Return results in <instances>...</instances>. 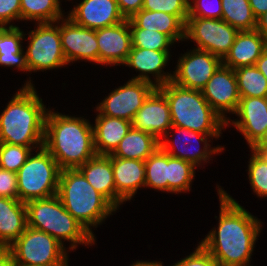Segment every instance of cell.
<instances>
[{"label":"cell","instance_id":"9a60e30c","mask_svg":"<svg viewBox=\"0 0 267 266\" xmlns=\"http://www.w3.org/2000/svg\"><path fill=\"white\" fill-rule=\"evenodd\" d=\"M60 39L67 64L79 60L99 64L96 30L79 26L65 16L60 19Z\"/></svg>","mask_w":267,"mask_h":266},{"label":"cell","instance_id":"ac0fdd59","mask_svg":"<svg viewBox=\"0 0 267 266\" xmlns=\"http://www.w3.org/2000/svg\"><path fill=\"white\" fill-rule=\"evenodd\" d=\"M99 48V64L102 66L123 65L132 49L129 19L109 27L96 30Z\"/></svg>","mask_w":267,"mask_h":266},{"label":"cell","instance_id":"4316f807","mask_svg":"<svg viewBox=\"0 0 267 266\" xmlns=\"http://www.w3.org/2000/svg\"><path fill=\"white\" fill-rule=\"evenodd\" d=\"M26 33L19 26L0 27V66L28 73L23 40Z\"/></svg>","mask_w":267,"mask_h":266},{"label":"cell","instance_id":"d6986e66","mask_svg":"<svg viewBox=\"0 0 267 266\" xmlns=\"http://www.w3.org/2000/svg\"><path fill=\"white\" fill-rule=\"evenodd\" d=\"M66 16L75 24L93 30L113 26L126 19L117 0H82Z\"/></svg>","mask_w":267,"mask_h":266},{"label":"cell","instance_id":"d590c367","mask_svg":"<svg viewBox=\"0 0 267 266\" xmlns=\"http://www.w3.org/2000/svg\"><path fill=\"white\" fill-rule=\"evenodd\" d=\"M41 147H24L8 143H0V168L17 173L28 156Z\"/></svg>","mask_w":267,"mask_h":266},{"label":"cell","instance_id":"9c48e42d","mask_svg":"<svg viewBox=\"0 0 267 266\" xmlns=\"http://www.w3.org/2000/svg\"><path fill=\"white\" fill-rule=\"evenodd\" d=\"M34 25L36 29L27 33L28 45L25 46L30 75L31 72L59 69L68 65L61 46L60 19Z\"/></svg>","mask_w":267,"mask_h":266},{"label":"cell","instance_id":"5b68a950","mask_svg":"<svg viewBox=\"0 0 267 266\" xmlns=\"http://www.w3.org/2000/svg\"><path fill=\"white\" fill-rule=\"evenodd\" d=\"M157 89L166 97L172 126L186 128L214 139L226 130V122L210 106L199 90L180 87L172 81Z\"/></svg>","mask_w":267,"mask_h":266},{"label":"cell","instance_id":"52a82bcc","mask_svg":"<svg viewBox=\"0 0 267 266\" xmlns=\"http://www.w3.org/2000/svg\"><path fill=\"white\" fill-rule=\"evenodd\" d=\"M34 153L32 151L17 171L18 199L25 203L48 198L58 192L61 172L58 163L44 147Z\"/></svg>","mask_w":267,"mask_h":266},{"label":"cell","instance_id":"ee69618b","mask_svg":"<svg viewBox=\"0 0 267 266\" xmlns=\"http://www.w3.org/2000/svg\"><path fill=\"white\" fill-rule=\"evenodd\" d=\"M251 149L256 153L267 157V130Z\"/></svg>","mask_w":267,"mask_h":266},{"label":"cell","instance_id":"ab89813d","mask_svg":"<svg viewBox=\"0 0 267 266\" xmlns=\"http://www.w3.org/2000/svg\"><path fill=\"white\" fill-rule=\"evenodd\" d=\"M14 20L21 21L20 0H0V27L17 26Z\"/></svg>","mask_w":267,"mask_h":266},{"label":"cell","instance_id":"30bf717a","mask_svg":"<svg viewBox=\"0 0 267 266\" xmlns=\"http://www.w3.org/2000/svg\"><path fill=\"white\" fill-rule=\"evenodd\" d=\"M211 140L213 137L208 134L172 126L159 141V146L171 157L190 162L198 169L213 160L214 154L218 155L225 150L221 145L211 147Z\"/></svg>","mask_w":267,"mask_h":266},{"label":"cell","instance_id":"60d3db41","mask_svg":"<svg viewBox=\"0 0 267 266\" xmlns=\"http://www.w3.org/2000/svg\"><path fill=\"white\" fill-rule=\"evenodd\" d=\"M0 197L18 199L17 173L0 168Z\"/></svg>","mask_w":267,"mask_h":266},{"label":"cell","instance_id":"1f68e13d","mask_svg":"<svg viewBox=\"0 0 267 266\" xmlns=\"http://www.w3.org/2000/svg\"><path fill=\"white\" fill-rule=\"evenodd\" d=\"M240 97H267V80L255 65L234 70Z\"/></svg>","mask_w":267,"mask_h":266},{"label":"cell","instance_id":"f35d334b","mask_svg":"<svg viewBox=\"0 0 267 266\" xmlns=\"http://www.w3.org/2000/svg\"><path fill=\"white\" fill-rule=\"evenodd\" d=\"M173 264L171 266H220L200 243L193 252Z\"/></svg>","mask_w":267,"mask_h":266},{"label":"cell","instance_id":"cb8c5ba5","mask_svg":"<svg viewBox=\"0 0 267 266\" xmlns=\"http://www.w3.org/2000/svg\"><path fill=\"white\" fill-rule=\"evenodd\" d=\"M96 113L95 124H92L95 152L112 154L132 127L131 121Z\"/></svg>","mask_w":267,"mask_h":266},{"label":"cell","instance_id":"7bdbcfd3","mask_svg":"<svg viewBox=\"0 0 267 266\" xmlns=\"http://www.w3.org/2000/svg\"><path fill=\"white\" fill-rule=\"evenodd\" d=\"M249 4L256 19L267 12V0H249Z\"/></svg>","mask_w":267,"mask_h":266},{"label":"cell","instance_id":"8d00e7d4","mask_svg":"<svg viewBox=\"0 0 267 266\" xmlns=\"http://www.w3.org/2000/svg\"><path fill=\"white\" fill-rule=\"evenodd\" d=\"M189 0H143V10L175 15L184 25L188 18Z\"/></svg>","mask_w":267,"mask_h":266},{"label":"cell","instance_id":"3957f363","mask_svg":"<svg viewBox=\"0 0 267 266\" xmlns=\"http://www.w3.org/2000/svg\"><path fill=\"white\" fill-rule=\"evenodd\" d=\"M46 115L43 147L61 170L76 169L96 155L93 126L84 116L50 110Z\"/></svg>","mask_w":267,"mask_h":266},{"label":"cell","instance_id":"c3c4849f","mask_svg":"<svg viewBox=\"0 0 267 266\" xmlns=\"http://www.w3.org/2000/svg\"><path fill=\"white\" fill-rule=\"evenodd\" d=\"M164 264H163V262H161V261H144V260H137L135 263L133 262L131 265H129V266H163Z\"/></svg>","mask_w":267,"mask_h":266},{"label":"cell","instance_id":"f546056e","mask_svg":"<svg viewBox=\"0 0 267 266\" xmlns=\"http://www.w3.org/2000/svg\"><path fill=\"white\" fill-rule=\"evenodd\" d=\"M169 154L160 146L145 160V188L167 192Z\"/></svg>","mask_w":267,"mask_h":266},{"label":"cell","instance_id":"83f0119b","mask_svg":"<svg viewBox=\"0 0 267 266\" xmlns=\"http://www.w3.org/2000/svg\"><path fill=\"white\" fill-rule=\"evenodd\" d=\"M158 147L159 140L153 135L131 127L111 155L145 161Z\"/></svg>","mask_w":267,"mask_h":266},{"label":"cell","instance_id":"74e56055","mask_svg":"<svg viewBox=\"0 0 267 266\" xmlns=\"http://www.w3.org/2000/svg\"><path fill=\"white\" fill-rule=\"evenodd\" d=\"M188 17L222 18L221 0H189Z\"/></svg>","mask_w":267,"mask_h":266},{"label":"cell","instance_id":"b9f144b4","mask_svg":"<svg viewBox=\"0 0 267 266\" xmlns=\"http://www.w3.org/2000/svg\"><path fill=\"white\" fill-rule=\"evenodd\" d=\"M119 9L126 19H130L143 7V0H117Z\"/></svg>","mask_w":267,"mask_h":266},{"label":"cell","instance_id":"8fae6325","mask_svg":"<svg viewBox=\"0 0 267 266\" xmlns=\"http://www.w3.org/2000/svg\"><path fill=\"white\" fill-rule=\"evenodd\" d=\"M239 31L222 19L188 17L185 41L196 43V49L208 51L221 59L229 52Z\"/></svg>","mask_w":267,"mask_h":266},{"label":"cell","instance_id":"836d02e7","mask_svg":"<svg viewBox=\"0 0 267 266\" xmlns=\"http://www.w3.org/2000/svg\"><path fill=\"white\" fill-rule=\"evenodd\" d=\"M251 153L247 168L249 184L257 198H267V157L252 149Z\"/></svg>","mask_w":267,"mask_h":266},{"label":"cell","instance_id":"8992f818","mask_svg":"<svg viewBox=\"0 0 267 266\" xmlns=\"http://www.w3.org/2000/svg\"><path fill=\"white\" fill-rule=\"evenodd\" d=\"M28 227L45 232L62 245L70 243L68 249L79 245L93 246L96 237L91 235L63 206L56 195L26 202Z\"/></svg>","mask_w":267,"mask_h":266},{"label":"cell","instance_id":"5bb4252c","mask_svg":"<svg viewBox=\"0 0 267 266\" xmlns=\"http://www.w3.org/2000/svg\"><path fill=\"white\" fill-rule=\"evenodd\" d=\"M201 92L212 109L225 122L229 119L227 114L236 112L241 98L235 71L223 64L215 71Z\"/></svg>","mask_w":267,"mask_h":266},{"label":"cell","instance_id":"44dd1931","mask_svg":"<svg viewBox=\"0 0 267 266\" xmlns=\"http://www.w3.org/2000/svg\"><path fill=\"white\" fill-rule=\"evenodd\" d=\"M116 188V209L135 197L145 187V161L115 157L110 154Z\"/></svg>","mask_w":267,"mask_h":266},{"label":"cell","instance_id":"681fc988","mask_svg":"<svg viewBox=\"0 0 267 266\" xmlns=\"http://www.w3.org/2000/svg\"><path fill=\"white\" fill-rule=\"evenodd\" d=\"M35 266H44V265H35ZM50 266H69V265H50Z\"/></svg>","mask_w":267,"mask_h":266},{"label":"cell","instance_id":"2e32d148","mask_svg":"<svg viewBox=\"0 0 267 266\" xmlns=\"http://www.w3.org/2000/svg\"><path fill=\"white\" fill-rule=\"evenodd\" d=\"M234 115L237 120L229 118L226 127L233 125L251 149L267 130V97H241Z\"/></svg>","mask_w":267,"mask_h":266},{"label":"cell","instance_id":"d4e9b609","mask_svg":"<svg viewBox=\"0 0 267 266\" xmlns=\"http://www.w3.org/2000/svg\"><path fill=\"white\" fill-rule=\"evenodd\" d=\"M77 169L90 185L116 208V188L110 154H96Z\"/></svg>","mask_w":267,"mask_h":266},{"label":"cell","instance_id":"bcb514c9","mask_svg":"<svg viewBox=\"0 0 267 266\" xmlns=\"http://www.w3.org/2000/svg\"><path fill=\"white\" fill-rule=\"evenodd\" d=\"M256 30L265 38L267 42V12L257 19Z\"/></svg>","mask_w":267,"mask_h":266},{"label":"cell","instance_id":"603a6c76","mask_svg":"<svg viewBox=\"0 0 267 266\" xmlns=\"http://www.w3.org/2000/svg\"><path fill=\"white\" fill-rule=\"evenodd\" d=\"M27 227L26 203L0 197V247H10Z\"/></svg>","mask_w":267,"mask_h":266},{"label":"cell","instance_id":"6da1fadb","mask_svg":"<svg viewBox=\"0 0 267 266\" xmlns=\"http://www.w3.org/2000/svg\"><path fill=\"white\" fill-rule=\"evenodd\" d=\"M219 217L217 228L211 229L199 243L220 266H253L251 256L263 222L241 206L217 184Z\"/></svg>","mask_w":267,"mask_h":266},{"label":"cell","instance_id":"7a4b0ae2","mask_svg":"<svg viewBox=\"0 0 267 266\" xmlns=\"http://www.w3.org/2000/svg\"><path fill=\"white\" fill-rule=\"evenodd\" d=\"M31 77L6 103L0 114V143L43 147L49 107L39 97Z\"/></svg>","mask_w":267,"mask_h":266},{"label":"cell","instance_id":"e575fe53","mask_svg":"<svg viewBox=\"0 0 267 266\" xmlns=\"http://www.w3.org/2000/svg\"><path fill=\"white\" fill-rule=\"evenodd\" d=\"M132 47L150 49L154 51H172L175 42L168 36L151 29H130Z\"/></svg>","mask_w":267,"mask_h":266},{"label":"cell","instance_id":"277c9868","mask_svg":"<svg viewBox=\"0 0 267 266\" xmlns=\"http://www.w3.org/2000/svg\"><path fill=\"white\" fill-rule=\"evenodd\" d=\"M57 196L65 209L94 237L92 229L117 212L77 168L61 170Z\"/></svg>","mask_w":267,"mask_h":266},{"label":"cell","instance_id":"f1b7e54d","mask_svg":"<svg viewBox=\"0 0 267 266\" xmlns=\"http://www.w3.org/2000/svg\"><path fill=\"white\" fill-rule=\"evenodd\" d=\"M61 5L60 0H20L21 21L56 22L66 16Z\"/></svg>","mask_w":267,"mask_h":266},{"label":"cell","instance_id":"7402d4cb","mask_svg":"<svg viewBox=\"0 0 267 266\" xmlns=\"http://www.w3.org/2000/svg\"><path fill=\"white\" fill-rule=\"evenodd\" d=\"M266 48L267 42L257 30L239 31L222 64L233 70L255 65Z\"/></svg>","mask_w":267,"mask_h":266},{"label":"cell","instance_id":"7c38bea8","mask_svg":"<svg viewBox=\"0 0 267 266\" xmlns=\"http://www.w3.org/2000/svg\"><path fill=\"white\" fill-rule=\"evenodd\" d=\"M126 83V84H125ZM98 102L95 111L101 115L132 121L147 97L156 87L147 81L129 79Z\"/></svg>","mask_w":267,"mask_h":266},{"label":"cell","instance_id":"7dc6e473","mask_svg":"<svg viewBox=\"0 0 267 266\" xmlns=\"http://www.w3.org/2000/svg\"><path fill=\"white\" fill-rule=\"evenodd\" d=\"M255 66L265 76L267 80V48L261 54V57L256 61Z\"/></svg>","mask_w":267,"mask_h":266},{"label":"cell","instance_id":"4dcf8cb0","mask_svg":"<svg viewBox=\"0 0 267 266\" xmlns=\"http://www.w3.org/2000/svg\"><path fill=\"white\" fill-rule=\"evenodd\" d=\"M222 20L238 31L256 30L255 18L249 0H221Z\"/></svg>","mask_w":267,"mask_h":266},{"label":"cell","instance_id":"ba28073f","mask_svg":"<svg viewBox=\"0 0 267 266\" xmlns=\"http://www.w3.org/2000/svg\"><path fill=\"white\" fill-rule=\"evenodd\" d=\"M14 266L69 265V250L53 236L27 227L9 247Z\"/></svg>","mask_w":267,"mask_h":266},{"label":"cell","instance_id":"4fadbf2b","mask_svg":"<svg viewBox=\"0 0 267 266\" xmlns=\"http://www.w3.org/2000/svg\"><path fill=\"white\" fill-rule=\"evenodd\" d=\"M192 49L177 58L172 82L183 88L201 91L222 64V59L208 51Z\"/></svg>","mask_w":267,"mask_h":266},{"label":"cell","instance_id":"484cf974","mask_svg":"<svg viewBox=\"0 0 267 266\" xmlns=\"http://www.w3.org/2000/svg\"><path fill=\"white\" fill-rule=\"evenodd\" d=\"M130 29H151L168 35L174 42L185 41V25L165 12L141 9L129 19Z\"/></svg>","mask_w":267,"mask_h":266},{"label":"cell","instance_id":"f6af8a7d","mask_svg":"<svg viewBox=\"0 0 267 266\" xmlns=\"http://www.w3.org/2000/svg\"><path fill=\"white\" fill-rule=\"evenodd\" d=\"M0 266H14L9 247H0Z\"/></svg>","mask_w":267,"mask_h":266},{"label":"cell","instance_id":"ffe728a7","mask_svg":"<svg viewBox=\"0 0 267 266\" xmlns=\"http://www.w3.org/2000/svg\"><path fill=\"white\" fill-rule=\"evenodd\" d=\"M131 124L134 129L149 133L159 141L172 127L168 101L157 88L136 112Z\"/></svg>","mask_w":267,"mask_h":266},{"label":"cell","instance_id":"d6a6232c","mask_svg":"<svg viewBox=\"0 0 267 266\" xmlns=\"http://www.w3.org/2000/svg\"><path fill=\"white\" fill-rule=\"evenodd\" d=\"M196 167L185 160L169 155L168 193L179 194L191 191L195 179Z\"/></svg>","mask_w":267,"mask_h":266},{"label":"cell","instance_id":"e0dca14e","mask_svg":"<svg viewBox=\"0 0 267 266\" xmlns=\"http://www.w3.org/2000/svg\"><path fill=\"white\" fill-rule=\"evenodd\" d=\"M170 51H154L132 47L126 62V67L135 69L138 75L131 77L132 80H142L153 84L156 88L172 81L173 71L166 72V66L171 58ZM151 74V75H150ZM153 76V79L152 77ZM154 80V81H153Z\"/></svg>","mask_w":267,"mask_h":266}]
</instances>
